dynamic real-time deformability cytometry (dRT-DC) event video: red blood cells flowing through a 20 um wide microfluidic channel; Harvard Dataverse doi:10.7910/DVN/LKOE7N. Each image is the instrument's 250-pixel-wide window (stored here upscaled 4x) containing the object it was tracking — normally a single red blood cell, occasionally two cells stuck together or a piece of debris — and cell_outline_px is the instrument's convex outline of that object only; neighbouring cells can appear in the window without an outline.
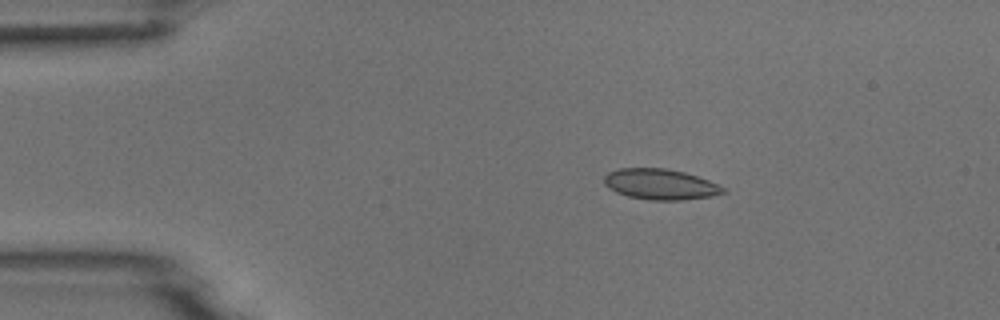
{"species": "common noctule bat (a hibernating species)", "species_latin": "Nyctalus noctula", "temperature_condition": "room temperature", "stored_images_in_passage": 6, "camera_frame_rate_fps": 3000, "um_per_image_px": 0.085, "animal": {"sex": "male", "body_mass_g": 18.8}, "frame": {"image": 1, "passage_image": 3, "time_ms": 2.333, "image_size_px": [1000, 320], "cell_outline_px": [[728, 192], [712, 196], [680, 200], [652, 200], [628, 196], [616, 192], [608, 188], [604, 184], [604, 176], [608, 172], [620, 168], [664, 168], [684, 172], [708, 180], [724, 188]], "centroid_in_image_um": [56.11, 15.66], "position_along_channel_um": 28.9, "area_um2": 21.15}}
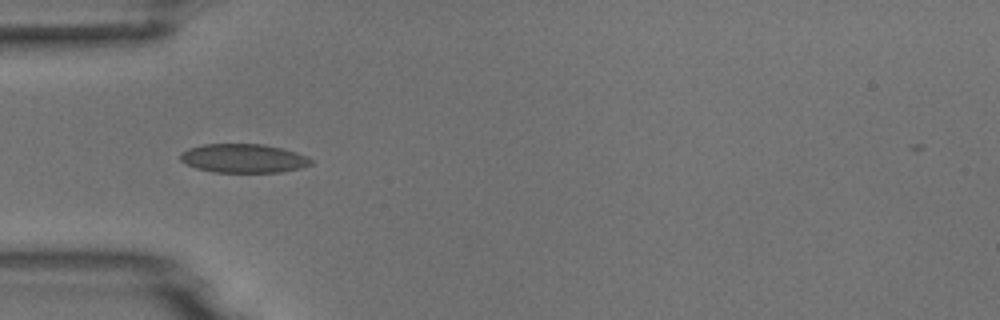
{"frame": {"image": 2, "passage_image": 5, "time_ms": 4.667, "image_size_px": [1000, 320], "cell_outline_px": [[312, 164], [300, 168], [280, 172], [216, 172], [196, 168], [180, 160], [180, 152], [188, 148], [204, 144], [264, 144], [296, 152], [308, 156], [312, 160]], "centroid_in_image_um": [20.7, 13.45], "position_along_channel_um": 64.3, "area_um2": 21.91}}